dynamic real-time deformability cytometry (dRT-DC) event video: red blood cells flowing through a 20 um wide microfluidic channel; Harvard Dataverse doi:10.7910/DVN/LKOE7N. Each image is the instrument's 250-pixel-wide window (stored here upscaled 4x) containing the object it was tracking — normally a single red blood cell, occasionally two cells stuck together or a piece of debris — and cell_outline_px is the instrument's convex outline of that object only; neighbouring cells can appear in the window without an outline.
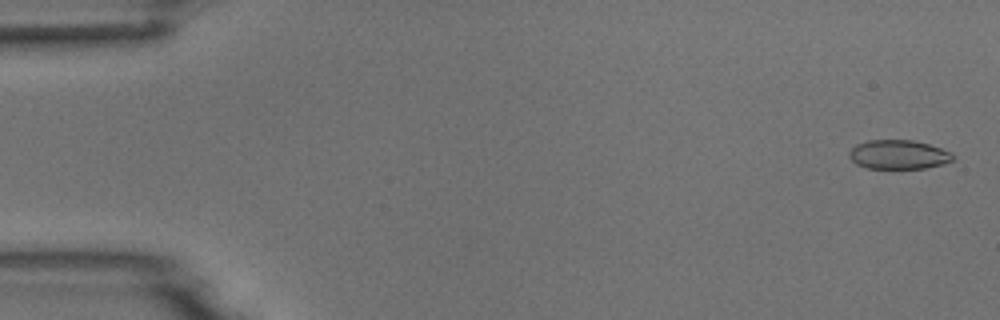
{"species": "common noctule bat (a hibernating species)", "species_latin": "Nyctalus noctula", "temperature_condition": "room temperature", "stored_images_in_passage": 5, "camera_frame_rate_fps": 3000, "um_per_image_px": 0.085, "animal": {"sex": "male", "body_mass_g": 18.8}, "frame": {"image": 1, "passage_image": 1, "time_ms": 0.0, "image_size_px": [1000, 320], "cell_outline_px": [[952, 160], [944, 164], [924, 168], [868, 168], [856, 164], [848, 156], [848, 152], [856, 144], [868, 140], [912, 140], [928, 144], [952, 152]], "centroid_in_image_um": [76.34, 13.13], "position_along_channel_um": 8.7, "area_um2": 17.51}}
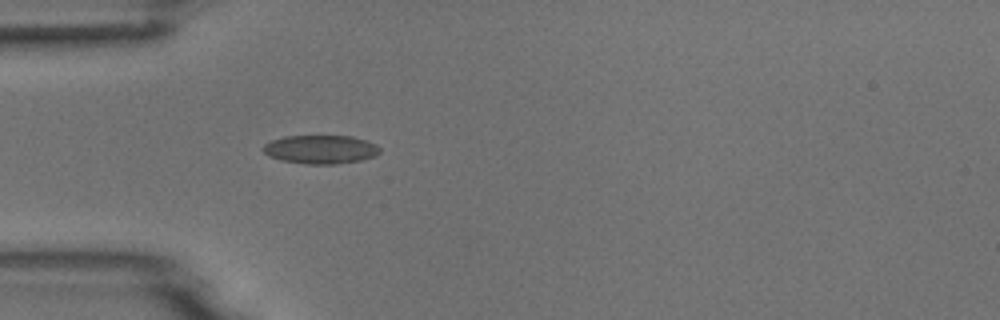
{"frame": {"image": 2, "passage_image": 5, "time_ms": 4.667, "image_size_px": [1000, 320], "cell_outline_px": [[380, 152], [376, 156], [360, 160], [336, 164], [304, 164], [280, 160], [268, 156], [260, 148], [264, 144], [272, 140], [284, 136], [352, 136], [376, 144], [380, 148]], "centroid_in_image_um": [27.22, 12.7], "position_along_channel_um": 57.8, "area_um2": 19.59}}